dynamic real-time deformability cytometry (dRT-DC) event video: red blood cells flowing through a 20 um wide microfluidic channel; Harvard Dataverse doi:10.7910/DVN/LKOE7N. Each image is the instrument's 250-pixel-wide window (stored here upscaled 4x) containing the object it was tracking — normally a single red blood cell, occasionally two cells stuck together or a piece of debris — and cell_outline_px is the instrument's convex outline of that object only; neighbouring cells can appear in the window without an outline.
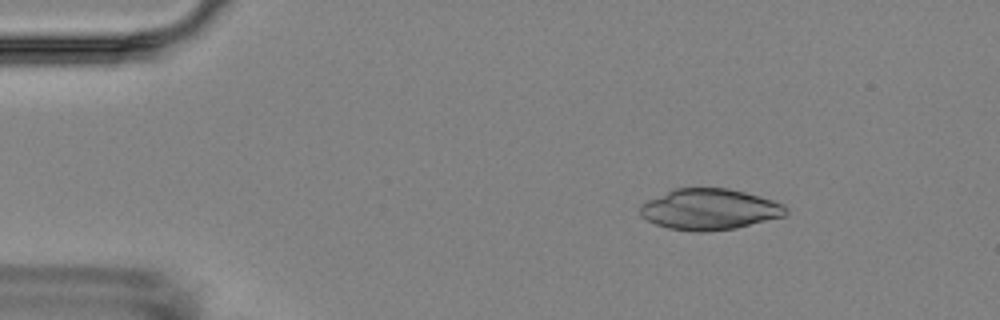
{"species": "Egyptian fruit bat (a non-hibernating species)", "species_latin": "Rousettus aegyptiacus", "temperature_condition": "room temperature", "stored_images_in_passage": 9, "camera_frame_rate_fps": 3000, "um_per_image_px": 0.085, "animal": {"sex": "female"}, "frame": {"image": 1, "passage_image": 1, "time_ms": 0.0, "image_size_px": [1000, 320], "cell_outline_px": [[788, 212], [784, 216], [736, 228], [704, 232], [696, 232], [668, 228], [656, 224], [640, 216], [640, 204], [672, 188], [728, 188], [760, 196], [784, 204], [788, 208]], "centroid_in_image_um": [60.3, 17.79], "position_along_channel_um": 24.7, "area_um2": 34.91}}
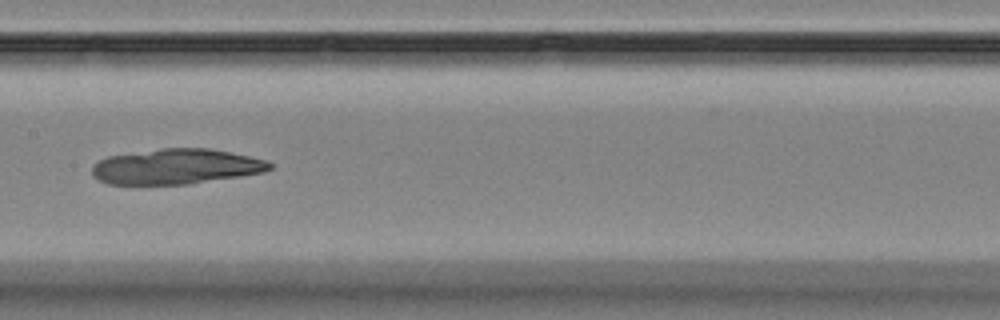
{"frame": {"image": 2, "passage_image": 7, "time_ms": 6.667, "image_size_px": [1000, 320], "cell_outline_px": [[272, 168], [264, 172], [240, 176], [188, 184], [108, 184], [92, 176], [92, 164], [108, 156], [160, 148], [208, 148], [248, 156], [264, 160], [272, 164]], "centroid_in_image_um": [14.93, 14.16], "position_along_channel_um": 192.5, "area_um2": 36.3}}
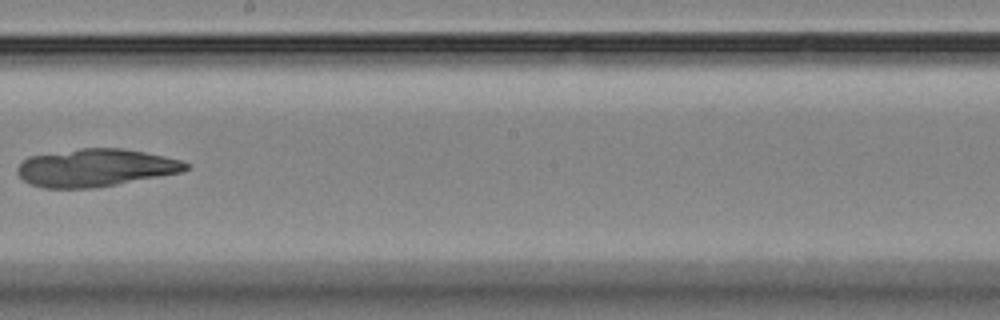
{"frame": {"image": 3, "passage_image": 8, "time_ms": 8.0, "image_size_px": [1000, 320], "cell_outline_px": [[192, 164], [188, 168], [180, 172], [96, 188], [44, 188], [32, 184], [24, 180], [16, 172], [16, 168], [28, 156], [80, 148], [124, 148], [164, 156], [180, 160]], "centroid_in_image_um": [8.11, 14.25], "position_along_channel_um": 240.1, "area_um2": 36.88}}